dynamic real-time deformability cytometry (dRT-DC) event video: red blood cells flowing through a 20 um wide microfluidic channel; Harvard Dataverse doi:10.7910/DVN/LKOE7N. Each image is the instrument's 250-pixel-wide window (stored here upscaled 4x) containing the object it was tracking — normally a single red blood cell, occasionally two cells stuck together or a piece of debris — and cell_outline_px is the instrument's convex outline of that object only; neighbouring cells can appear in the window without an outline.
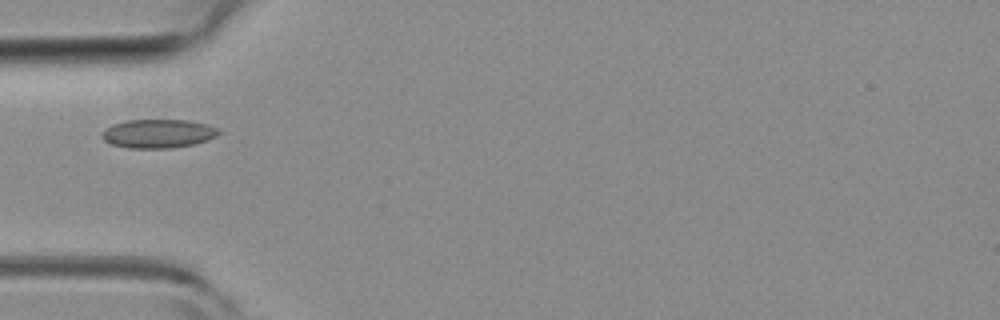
{"species": "common noctule bat (a hibernating species)", "species_latin": "Nyctalus noctula", "temperature_condition": "room temperature", "stored_images_in_passage": 20, "camera_frame_rate_fps": 3000, "um_per_image_px": 0.085, "animal": {"sex": "female", "body_mass_g": 19.3, "forearm_length_mm": 54.1}, "frame": {"image": 1, "passage_image": 1, "time_ms": 0.0, "image_size_px": [1000, 320], "cell_outline_px": [[220, 132], [216, 136], [208, 140], [192, 144], [172, 148], [128, 148], [112, 144], [104, 140], [100, 136], [100, 132], [104, 128], [112, 124], [124, 120], [188, 120], [208, 124], [220, 128]], "centroid_in_image_um": [13.42, 11.34], "position_along_channel_um": 71.6, "area_um2": 19.83}}
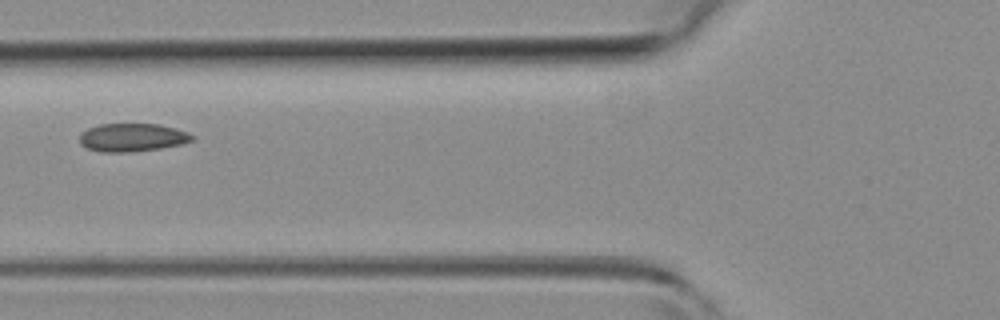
{"frame": {"image": 2, "passage_image": 4, "time_ms": 1.0, "image_size_px": [1000, 320], "cell_outline_px": [[196, 136], [192, 140], [180, 144], [160, 148], [128, 152], [100, 152], [88, 148], [80, 144], [80, 132], [88, 128], [100, 124], [160, 124], [176, 128], [188, 132]], "centroid_in_image_um": [11.24, 11.67], "position_along_channel_um": 114.6, "area_um2": 18.5}}